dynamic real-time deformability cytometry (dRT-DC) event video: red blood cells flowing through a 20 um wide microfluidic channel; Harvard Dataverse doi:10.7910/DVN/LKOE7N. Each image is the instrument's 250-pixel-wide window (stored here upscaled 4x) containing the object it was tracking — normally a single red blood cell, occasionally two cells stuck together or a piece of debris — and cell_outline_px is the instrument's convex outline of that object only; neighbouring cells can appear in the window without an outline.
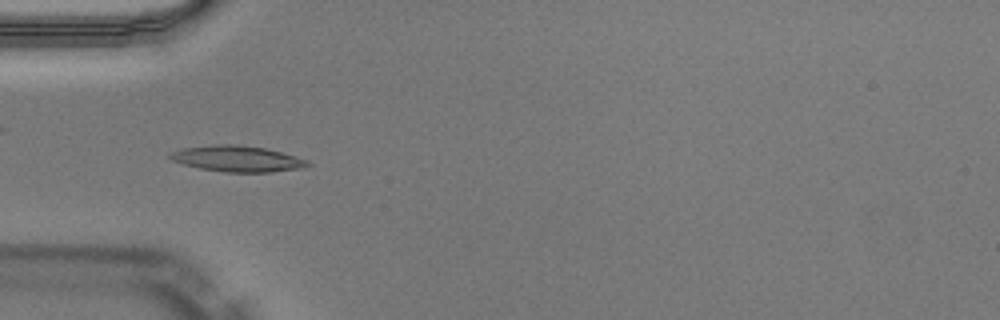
{"species": "Egyptian fruit bat (a non-hibernating species)", "species_latin": "Rousettus aegyptiacus", "temperature_condition": "warm", "stored_images_in_passage": 49, "camera_frame_rate_fps": 3000, "um_per_image_px": 0.085, "animal": {"sex": "male"}, "frame": {"image": 1, "passage_image": 15, "time_ms": 4.667, "image_size_px": [1000, 320], "cell_outline_px": [[312, 164], [304, 168], [272, 172], [224, 172], [200, 168], [184, 164], [172, 160], [168, 156], [172, 152], [180, 148], [216, 144], [236, 144], [264, 148], [280, 152], [308, 160]], "centroid_in_image_um": [20.18, 13.49], "position_along_channel_um": 64.8, "area_um2": 20.81}}
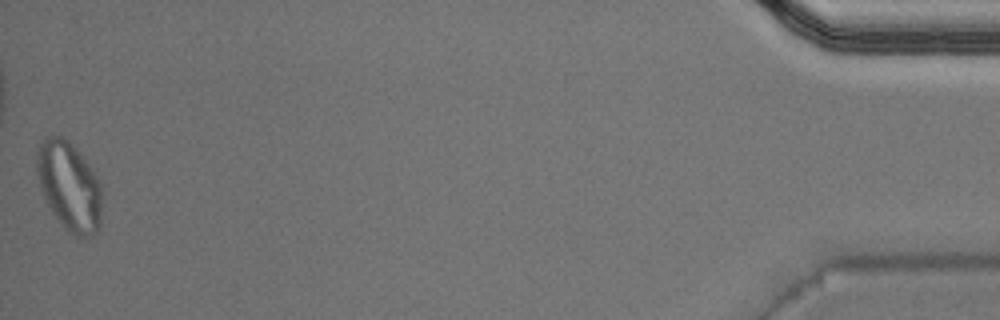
{"frame": {"image": 2, "passage_image": 49, "time_ms": 16.0, "image_size_px": [1000, 320], "cell_outline_px": [[100, 228], [92, 236], [76, 236], [68, 232], [64, 228], [52, 212], [40, 188], [36, 172], [36, 152], [44, 136], [64, 136], [76, 148], [88, 164], [96, 176], [100, 184]], "centroid_in_image_um": [5.85, 15.8], "position_along_channel_um": 429.3, "area_um2": 33.64}, "authors_computed_cell_mechanics": {"area_um2": 19.074, "velocity_mm_per_s": 4.0397, "shape_relaxation_time_tau1_ms": null, "shape_relaxation_time_tau2_ms": 2.818, "deformation_change_tau1": null, "deformation_change_tau2": 0.1006}}